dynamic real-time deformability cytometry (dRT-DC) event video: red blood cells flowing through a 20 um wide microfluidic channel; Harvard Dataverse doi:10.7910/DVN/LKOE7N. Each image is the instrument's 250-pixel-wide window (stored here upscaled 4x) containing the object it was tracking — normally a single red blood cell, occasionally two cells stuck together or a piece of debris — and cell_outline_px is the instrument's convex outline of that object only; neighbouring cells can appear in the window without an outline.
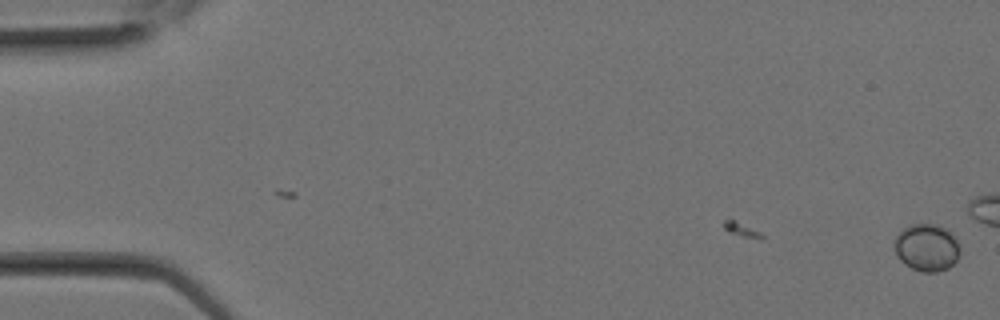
{"species": "Egyptian fruit bat (a non-hibernating species)", "species_latin": "Rousettus aegyptiacus", "temperature_condition": "room temperature", "stored_images_in_passage": 3, "camera_frame_rate_fps": 3000, "um_per_image_px": 0.085, "animal": {"sex": "female"}, "frame": {"image": 1, "passage_image": 3, "time_ms": 0.667, "image_size_px": [1000, 320], "cell_outline_px": [[960, 256], [948, 268], [936, 272], [920, 272], [904, 264], [896, 256], [892, 244], [896, 236], [908, 224], [936, 224], [944, 228], [956, 240], [960, 248]], "centroid_in_image_um": [78.73, 21.05], "position_along_channel_um": 6.3, "area_um2": 18.21}}